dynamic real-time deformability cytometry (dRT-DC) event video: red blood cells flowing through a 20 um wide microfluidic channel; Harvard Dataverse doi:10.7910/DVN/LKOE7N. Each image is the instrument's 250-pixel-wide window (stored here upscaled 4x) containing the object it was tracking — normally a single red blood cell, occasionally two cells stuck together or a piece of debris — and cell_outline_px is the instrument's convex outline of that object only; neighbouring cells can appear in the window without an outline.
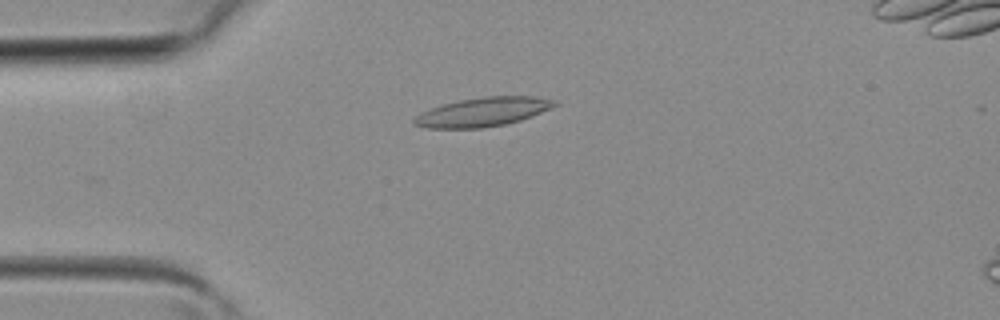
{"species": "common noctule bat (a hibernating species)", "species_latin": "Nyctalus noctula", "temperature_condition": "room temperature", "stored_images_in_passage": 32, "camera_frame_rate_fps": 3000, "um_per_image_px": 0.085, "animal": {"sex": "female", "body_mass_g": 19.3, "forearm_length_mm": 54.1}, "frame": {"image": 1, "passage_image": 2, "time_ms": 0.333, "image_size_px": [1000, 320], "cell_outline_px": [[560, 104], [552, 108], [532, 116], [520, 120], [504, 124], [484, 128], [428, 128], [412, 124], [412, 120], [420, 112], [444, 104], [460, 100], [484, 96], [532, 96], [556, 100]], "centroid_in_image_um": [41.06, 9.51], "position_along_channel_um": 43.9, "area_um2": 23.76}}
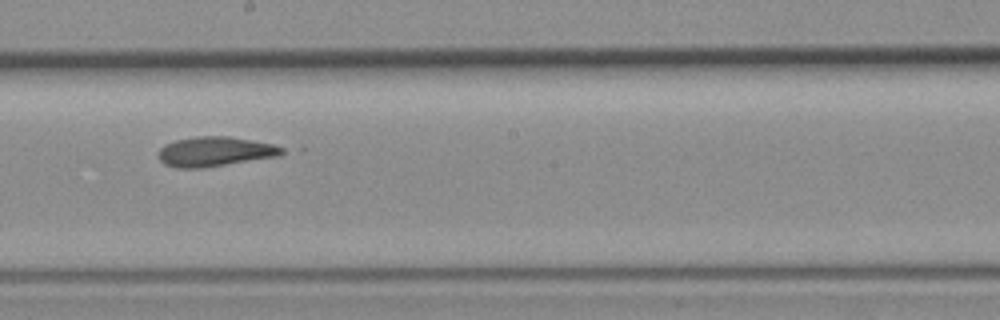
{"frame": {"image": 2, "passage_image": 14, "time_ms": 4.333, "image_size_px": [1000, 320], "cell_outline_px": [[284, 152], [280, 156], [204, 168], [176, 168], [164, 164], [160, 160], [160, 148], [164, 144], [176, 140], [196, 136], [228, 136], [272, 144], [284, 148]], "centroid_in_image_um": [18.27, 12.89], "position_along_channel_um": 229.9, "area_um2": 21.39}}
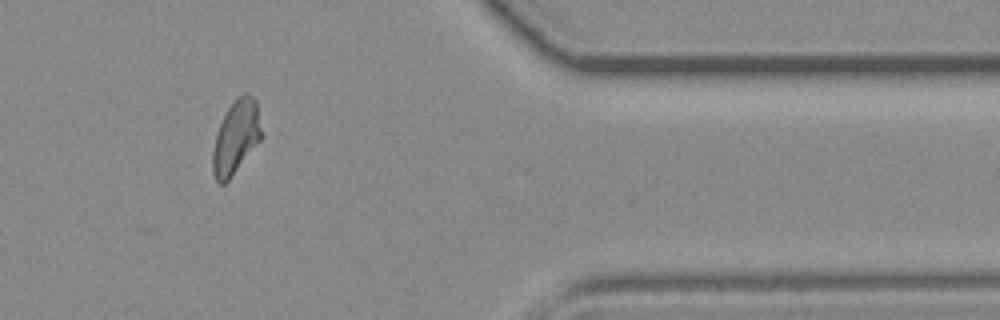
{"frame": {"image": 3, "passage_image": 25, "time_ms": 8.0, "image_size_px": [1000, 320], "cell_outline_px": [[264, 136], [228, 180], [224, 184], [220, 184], [216, 180], [212, 172], [212, 152], [216, 132], [228, 108], [244, 92], [248, 92], [256, 100]], "centroid_in_image_um": [20.07, 11.66], "position_along_channel_um": 391.3, "area_um2": 20.92}}